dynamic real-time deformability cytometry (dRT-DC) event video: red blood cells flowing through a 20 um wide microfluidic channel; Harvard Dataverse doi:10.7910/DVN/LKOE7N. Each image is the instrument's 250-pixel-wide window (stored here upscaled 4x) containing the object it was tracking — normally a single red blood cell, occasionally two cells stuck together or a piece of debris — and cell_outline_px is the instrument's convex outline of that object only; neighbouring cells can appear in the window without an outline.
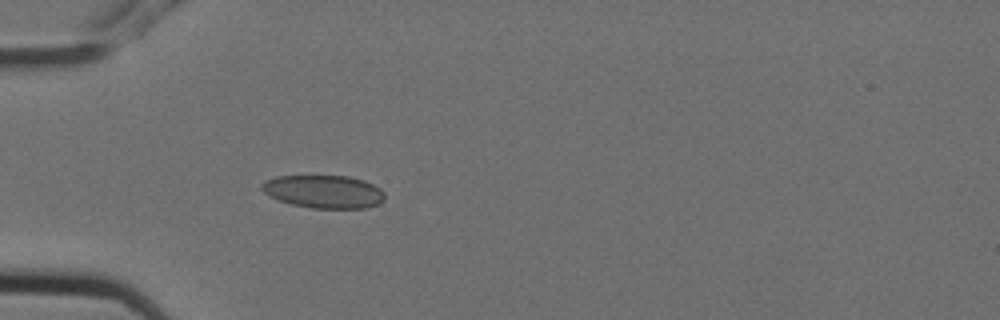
{"species": "Egyptian fruit bat (a non-hibernating species)", "species_latin": "Rousettus aegyptiacus", "temperature_condition": "cold", "stored_images_in_passage": 1, "camera_frame_rate_fps": 3000, "um_per_image_px": 0.085, "animal": {"sex": "female"}, "frame": {"image": 1, "passage_image": 1, "time_ms": 0.0, "image_size_px": [1000, 320], "cell_outline_px": [[384, 200], [368, 208], [312, 208], [292, 204], [268, 196], [260, 188], [260, 184], [276, 176], [348, 176], [364, 180], [380, 188], [384, 192]], "centroid_in_image_um": [27.52, 16.28], "position_along_channel_um": 57.5, "area_um2": 23.58}}